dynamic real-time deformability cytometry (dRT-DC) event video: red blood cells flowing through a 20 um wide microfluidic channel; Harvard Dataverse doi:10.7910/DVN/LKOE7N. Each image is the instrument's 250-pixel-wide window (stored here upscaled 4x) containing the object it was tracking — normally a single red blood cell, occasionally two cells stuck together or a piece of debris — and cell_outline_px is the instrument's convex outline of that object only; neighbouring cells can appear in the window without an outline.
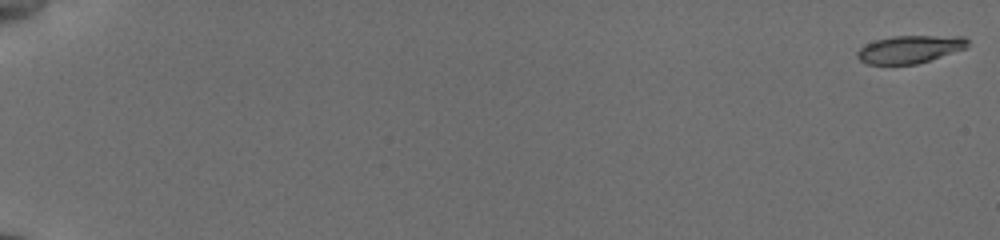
{"species": "common noctule bat (a hibernating species)", "species_latin": "Nyctalus noctula", "temperature_condition": "cold", "stored_images_in_passage": 57, "camera_frame_rate_fps": 3000, "um_per_image_px": 0.085, "animal": {"sex": "female", "body_mass_g": 19.5, "forearm_length_mm": 54.1}, "frame": {"image": 1, "passage_image": 1, "time_ms": 0.0, "image_size_px": [1000, 240], "cell_outline_px": [[968, 44], [964, 48], [916, 64], [868, 64], [860, 60], [856, 56], [856, 52], [864, 44], [876, 40], [892, 36], [964, 36], [968, 40]], "centroid_in_image_um": [77.28, 4.18], "position_along_channel_um": 7.7, "area_um2": 17.57}}
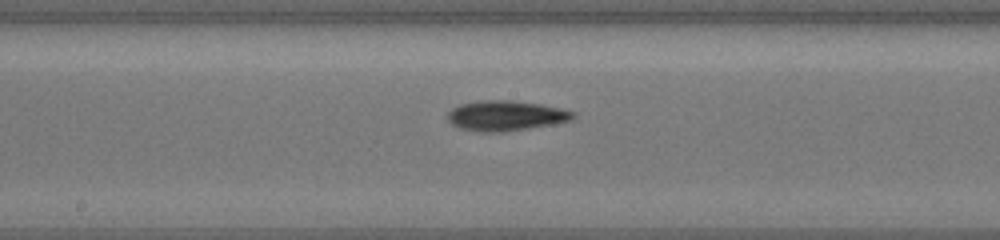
{"frame": {"image": 2, "passage_image": 33, "time_ms": 10.667, "image_size_px": [1000, 240], "cell_outline_px": [[576, 116], [568, 120], [548, 124], [500, 132], [484, 132], [460, 128], [452, 124], [448, 120], [448, 112], [452, 108], [460, 104], [480, 100], [512, 100], [540, 104], [560, 108], [576, 112]], "centroid_in_image_um": [42.94, 9.81], "position_along_channel_um": 205.3, "area_um2": 21.62}}
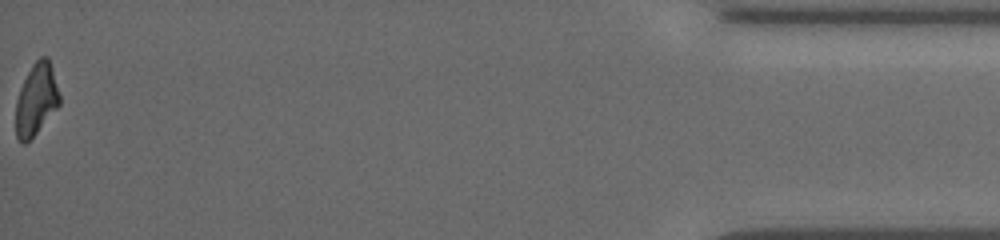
{"frame": {"image": 3, "passage_image": 57, "time_ms": 18.667, "image_size_px": [1000, 240], "cell_outline_px": [[60, 104], [36, 132], [24, 144], [20, 144], [16, 136], [16, 100], [20, 88], [32, 64], [40, 56], [48, 56], [60, 96]], "centroid_in_image_um": [3.07, 8.44], "position_along_channel_um": 432.1, "area_um2": 18.03}, "authors_computed_cell_mechanics": {"area_um2": 19.1896, "velocity_mm_per_s": 3.8336, "shape_relaxation_time_tau1_ms": 2.8704, "shape_relaxation_time_tau2_ms": 8.4073, "deformation_change_tau1": 0.1354, "deformation_change_tau2": 0.182}}